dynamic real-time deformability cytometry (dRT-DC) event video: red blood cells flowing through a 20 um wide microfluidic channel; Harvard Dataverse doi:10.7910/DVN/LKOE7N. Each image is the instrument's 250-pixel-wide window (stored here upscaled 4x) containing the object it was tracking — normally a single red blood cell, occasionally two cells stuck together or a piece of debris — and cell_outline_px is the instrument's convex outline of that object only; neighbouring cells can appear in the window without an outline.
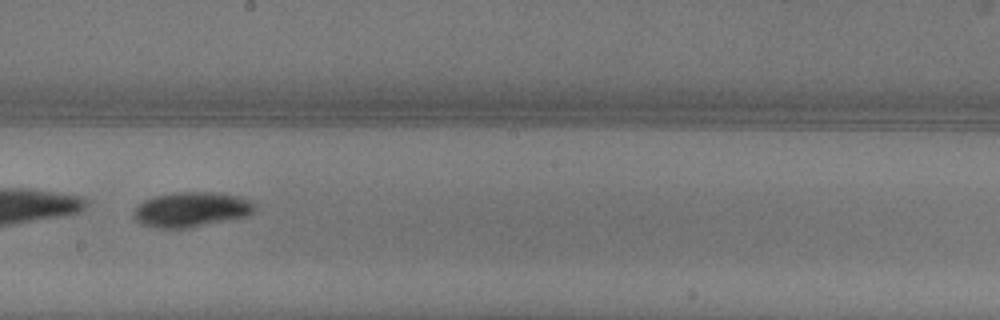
{"species": "common noctule bat (a hibernating species)", "species_latin": "Nyctalus noctula", "temperature_condition": "warm", "stored_images_in_passage": 52, "camera_frame_rate_fps": 3000, "um_per_image_px": 0.085, "animal": {"sex": "female"}, "frame": {"image": 1, "passage_image": 31, "time_ms": 10.0, "image_size_px": [1000, 320], "cell_outline_px": [[256, 208], [248, 216], [188, 228], [156, 228], [140, 224], [132, 216], [132, 212], [144, 200], [152, 196], [172, 192], [216, 192], [240, 196], [252, 200], [256, 204]], "centroid_in_image_um": [16.26, 17.8], "position_along_channel_um": 231.9, "area_um2": 25.03}}